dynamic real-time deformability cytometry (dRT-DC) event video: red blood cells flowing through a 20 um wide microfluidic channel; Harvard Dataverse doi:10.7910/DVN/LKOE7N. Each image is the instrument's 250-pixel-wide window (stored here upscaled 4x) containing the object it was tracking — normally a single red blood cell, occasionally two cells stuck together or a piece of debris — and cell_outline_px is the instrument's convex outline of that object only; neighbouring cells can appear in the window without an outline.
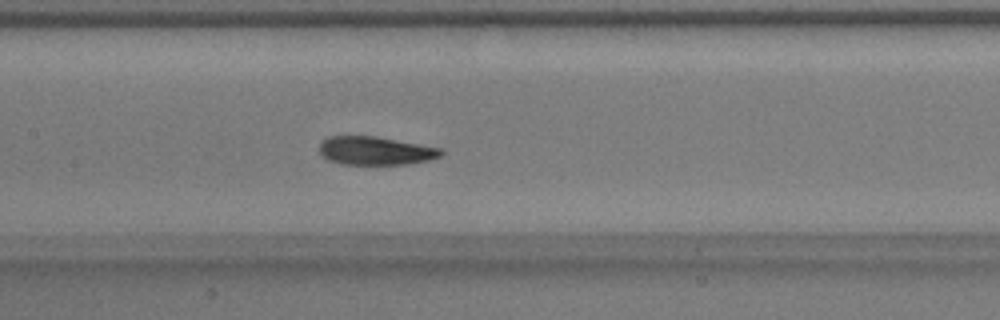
{"species": "common noctule bat (a hibernating species)", "species_latin": "Nyctalus noctula", "temperature_condition": "warm", "stored_images_in_passage": 16, "camera_frame_rate_fps": 3000, "um_per_image_px": 0.085, "animal": {"sex": "male", "body_mass_g": 17.9}, "frame": {"image": 1, "passage_image": 14, "time_ms": 4.333, "image_size_px": [1000, 320], "cell_outline_px": [[444, 152], [440, 156], [428, 160], [408, 164], [340, 164], [328, 160], [320, 156], [320, 144], [328, 136], [376, 136], [444, 148]], "centroid_in_image_um": [31.93, 12.81], "position_along_channel_um": 175.5, "area_um2": 20.29}}